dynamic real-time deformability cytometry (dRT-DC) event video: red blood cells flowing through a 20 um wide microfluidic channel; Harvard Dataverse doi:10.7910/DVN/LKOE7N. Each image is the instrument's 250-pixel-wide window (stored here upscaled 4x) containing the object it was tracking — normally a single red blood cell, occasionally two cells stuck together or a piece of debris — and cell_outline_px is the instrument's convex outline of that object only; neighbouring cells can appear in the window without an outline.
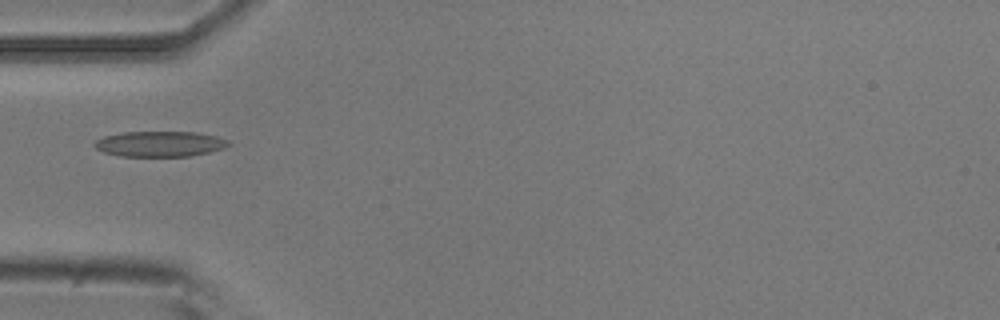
{"species": "common noctule bat (a hibernating species)", "species_latin": "Nyctalus noctula", "temperature_condition": "room temperature", "stored_images_in_passage": 6, "camera_frame_rate_fps": 3000, "um_per_image_px": 0.085, "animal": {"sex": "male", "body_mass_g": 20.5, "forearm_length_mm": 52.5}, "frame": {"image": 1, "passage_image": 6, "time_ms": 5.667, "image_size_px": [1000, 320], "cell_outline_px": [[232, 144], [224, 148], [208, 152], [188, 156], [120, 156], [104, 152], [96, 148], [92, 144], [96, 140], [104, 136], [124, 132], [196, 132], [216, 136], [228, 140]], "centroid_in_image_um": [13.59, 12.23], "position_along_channel_um": 71.4, "area_um2": 19.83}}